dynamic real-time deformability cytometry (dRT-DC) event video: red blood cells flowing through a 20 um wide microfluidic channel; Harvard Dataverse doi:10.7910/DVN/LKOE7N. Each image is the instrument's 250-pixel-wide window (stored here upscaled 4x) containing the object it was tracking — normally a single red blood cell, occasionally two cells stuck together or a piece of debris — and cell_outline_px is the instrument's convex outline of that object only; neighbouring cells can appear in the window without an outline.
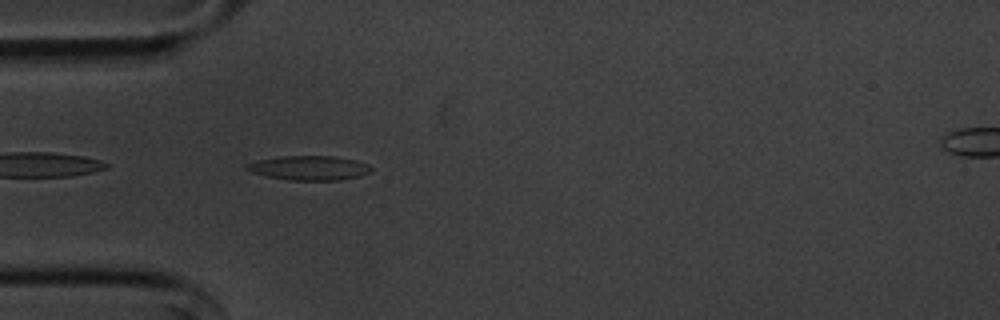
{"species": "common noctule bat (a hibernating species)", "species_latin": "Nyctalus noctula", "temperature_condition": "cold", "stored_images_in_passage": 41, "camera_frame_rate_fps": 3000, "um_per_image_px": 0.085, "animal": {"sex": "male", "body_mass_g": 20.1, "forearm_length_mm": 53.5}, "frame": {"image": 1, "passage_image": 2, "time_ms": 0.333, "image_size_px": [1000, 320], "cell_outline_px": [[372, 172], [360, 176], [340, 180], [288, 180], [268, 176], [252, 172], [244, 168], [244, 164], [256, 160], [280, 156], [332, 156], [356, 160], [368, 164], [372, 168]], "centroid_in_image_um": [26.28, 14.27], "position_along_channel_um": 58.7, "area_um2": 17.8}}
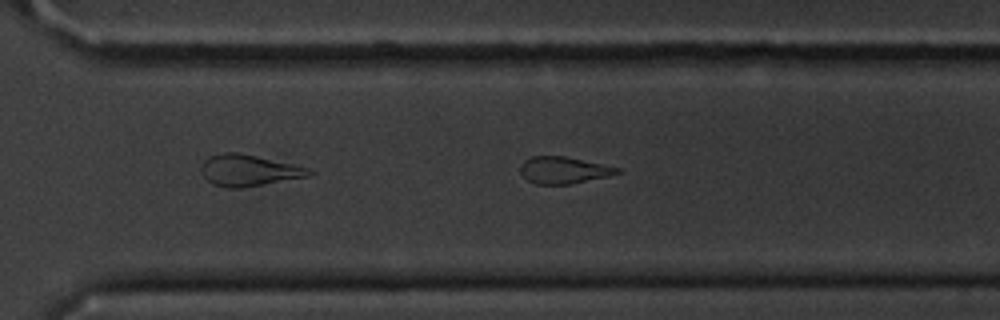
{"frame": {"image": 2, "passage_image": 24, "time_ms": 7.667, "image_size_px": [1000, 320], "cell_outline_px": [[620, 172], [608, 176], [568, 184], [536, 184], [528, 180], [520, 172], [520, 168], [524, 160], [532, 156], [564, 156], [620, 168]], "centroid_in_image_um": [47.87, 14.46], "position_along_channel_um": 322.7, "area_um2": 14.85}}
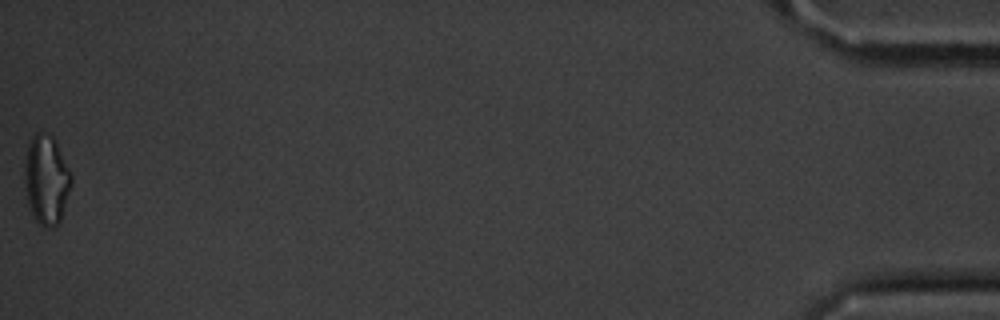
{"frame": {"image": 3, "passage_image": 41, "time_ms": 13.333, "image_size_px": [1000, 320], "cell_outline_px": [[72, 184], [60, 220], [52, 228], [44, 228], [36, 220], [28, 204], [24, 180], [24, 164], [28, 144], [32, 136], [36, 132], [44, 132], [52, 136], [56, 140], [72, 176]], "centroid_in_image_um": [3.94, 15.25], "position_along_channel_um": 431.3, "area_um2": 24.39}, "authors_computed_cell_mechanics": {"area_um2": 16.4152, "velocity_mm_per_s": 3.6329, "shape_relaxation_time_tau1_ms": 3.6792, "shape_relaxation_time_tau2_ms": 5.6004, "deformation_change_tau1": 0.1586, "deformation_change_tau2": 0.1703}}